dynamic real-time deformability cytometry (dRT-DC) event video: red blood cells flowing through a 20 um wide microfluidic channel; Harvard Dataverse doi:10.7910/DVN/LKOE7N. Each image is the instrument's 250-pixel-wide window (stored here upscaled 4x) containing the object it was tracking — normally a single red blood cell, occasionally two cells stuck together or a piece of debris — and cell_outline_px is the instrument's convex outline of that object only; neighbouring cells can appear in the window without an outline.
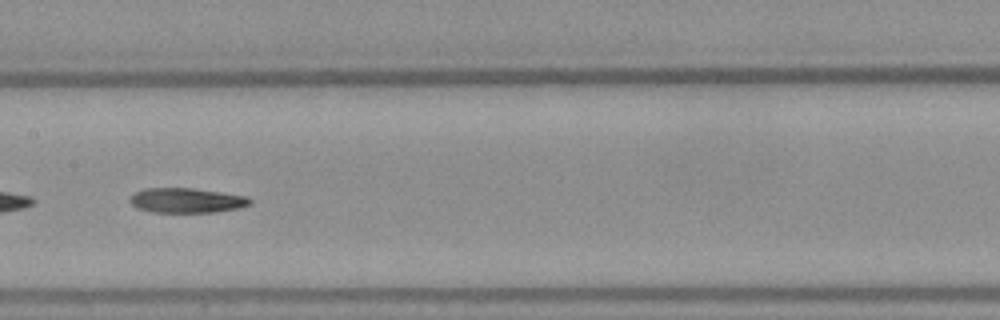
{"species": "Egyptian fruit bat (a non-hibernating species)", "species_latin": "Rousettus aegyptiacus", "temperature_condition": "warm", "stored_images_in_passage": 20, "camera_frame_rate_fps": 3000, "um_per_image_px": 0.085, "frame": {"image": 1, "passage_image": 17, "time_ms": 5.333, "image_size_px": [1000, 320], "cell_outline_px": [[252, 204], [240, 208], [216, 212], [152, 212], [136, 208], [128, 200], [136, 192], [144, 188], [192, 188], [248, 196], [252, 200]], "centroid_in_image_um": [15.89, 17.04], "position_along_channel_um": 191.5, "area_um2": 17.46}}
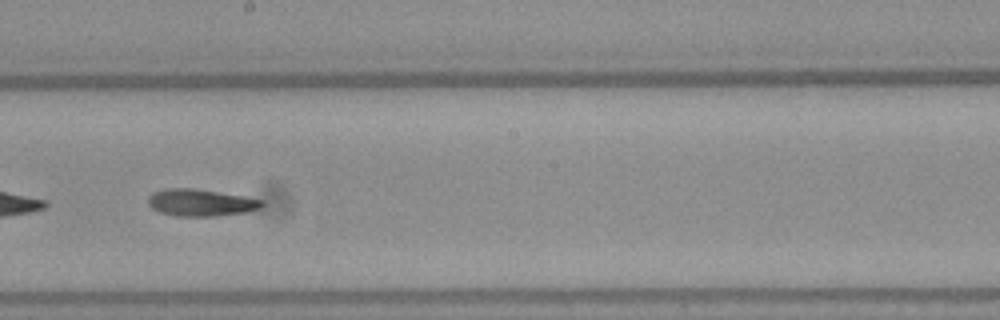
{"frame": {"image": 2, "passage_image": 20, "time_ms": 6.333, "image_size_px": [1000, 320], "cell_outline_px": [[264, 204], [260, 208], [244, 212], [216, 216], [176, 216], [160, 212], [152, 208], [148, 204], [148, 196], [152, 192], [164, 188], [192, 188], [244, 196], [264, 200]], "centroid_in_image_um": [17.03, 17.21], "position_along_channel_um": 231.2, "area_um2": 17.92}}